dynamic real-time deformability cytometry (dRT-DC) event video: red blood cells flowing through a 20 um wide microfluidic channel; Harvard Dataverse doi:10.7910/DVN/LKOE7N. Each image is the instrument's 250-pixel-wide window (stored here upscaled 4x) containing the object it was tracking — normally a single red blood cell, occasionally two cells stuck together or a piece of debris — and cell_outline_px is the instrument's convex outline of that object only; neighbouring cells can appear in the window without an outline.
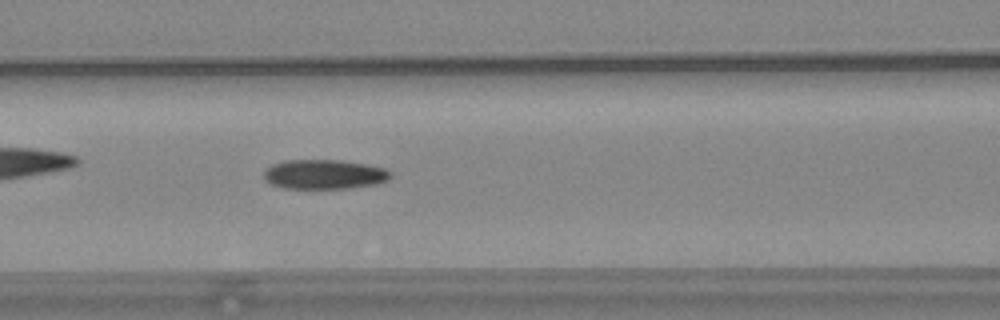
{"species": "common noctule bat (a hibernating species)", "species_latin": "Nyctalus noctula", "temperature_condition": "warm", "stored_images_in_passage": 56, "camera_frame_rate_fps": 3000, "um_per_image_px": 0.085, "animal": {"sex": "female", "body_mass_g": 24.6, "forearm_length_mm": 56.2}, "frame": {"image": 1, "passage_image": 24, "time_ms": 7.667, "image_size_px": [1000, 320], "cell_outline_px": [[392, 176], [388, 180], [376, 184], [352, 188], [284, 188], [272, 184], [264, 180], [264, 172], [272, 164], [284, 160], [340, 160], [364, 164], [384, 168], [392, 172]], "centroid_in_image_um": [27.57, 14.82], "position_along_channel_um": 139.0, "area_um2": 21.79}}
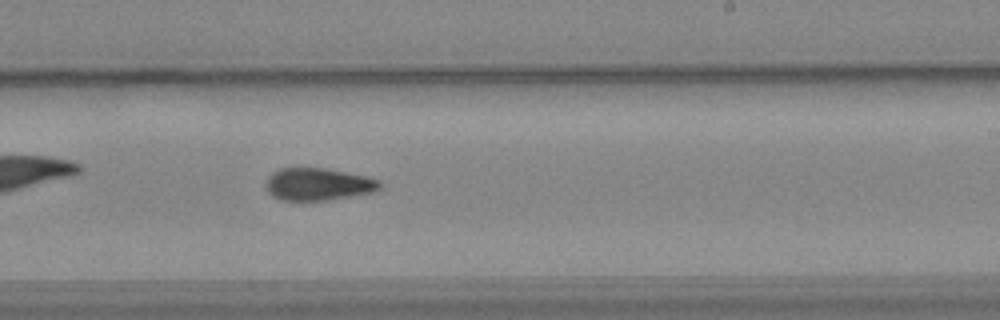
{"frame": {"image": 2, "passage_image": 34, "time_ms": 11.0, "image_size_px": [1000, 320], "cell_outline_px": [[380, 188], [372, 192], [328, 200], [280, 200], [272, 196], [268, 192], [264, 184], [268, 176], [272, 172], [280, 168], [324, 168], [368, 176], [380, 180]], "centroid_in_image_um": [27.0, 15.65], "position_along_channel_um": 262.0, "area_um2": 21.56}}
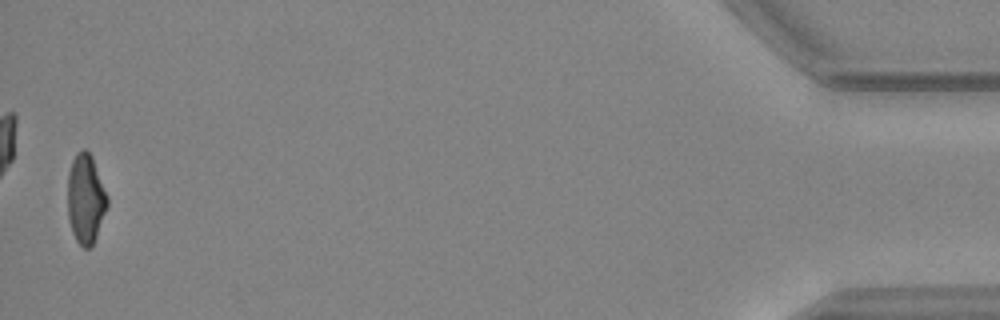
{"frame": {"image": 3, "passage_image": 55, "time_ms": 18.0, "image_size_px": [1000, 320], "cell_outline_px": [[108, 204], [96, 236], [92, 244], [88, 248], [84, 248], [76, 240], [72, 232], [68, 220], [68, 172], [72, 160], [76, 152], [84, 148], [92, 156], [108, 196]], "centroid_in_image_um": [7.27, 16.87], "position_along_channel_um": 427.9, "area_um2": 20.63}, "authors_computed_cell_mechanics": {"area_um2": 21.5594, "velocity_mm_per_s": 3.6958, "shape_relaxation_time_tau1_ms": null, "shape_relaxation_time_tau2_ms": 5.1823, "deformation_change_tau1": null, "deformation_change_tau2": 0.1343}}